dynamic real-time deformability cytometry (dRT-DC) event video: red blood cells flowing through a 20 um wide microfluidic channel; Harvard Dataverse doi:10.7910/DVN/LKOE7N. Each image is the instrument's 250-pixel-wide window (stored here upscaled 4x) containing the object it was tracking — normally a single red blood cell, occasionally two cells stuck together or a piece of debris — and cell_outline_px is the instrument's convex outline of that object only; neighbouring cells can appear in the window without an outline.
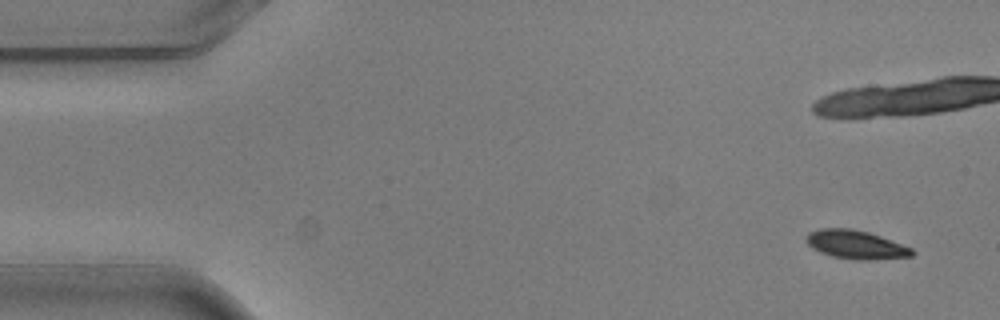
{"species": "common noctule bat (a hibernating species)", "species_latin": "Nyctalus noctula", "temperature_condition": "warm", "stored_images_in_passage": 9, "camera_frame_rate_fps": 3000, "um_per_image_px": 0.085, "animal": {"sex": "male", "body_mass_g": 20.5, "forearm_length_mm": 52.5}, "frame": {"image": 1, "passage_image": 1, "time_ms": 0.0, "image_size_px": [1000, 320], "cell_outline_px": [[916, 252], [912, 256], [868, 260], [856, 260], [832, 256], [820, 252], [812, 248], [804, 240], [804, 236], [808, 232], [820, 228], [852, 228], [868, 232], [880, 236], [912, 248]], "centroid_in_image_um": [72.7, 20.78], "position_along_channel_um": 12.3, "area_um2": 17.74}}
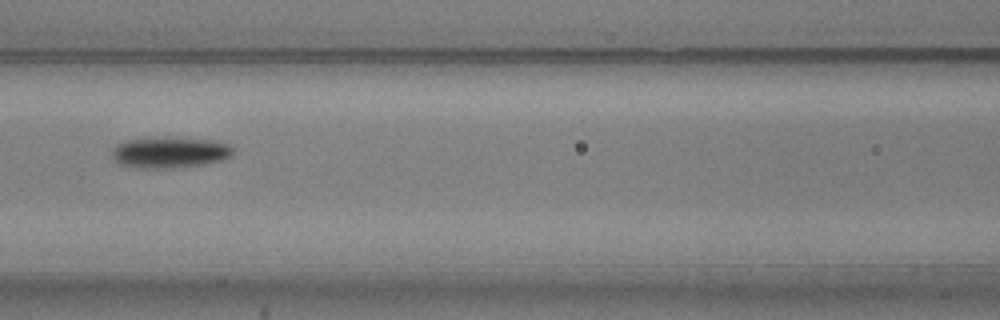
{"frame": {"image": 2, "passage_image": 8, "time_ms": 2.333, "image_size_px": [1000, 320], "cell_outline_px": [[236, 152], [232, 156], [224, 160], [204, 164], [164, 168], [140, 168], [120, 164], [112, 160], [112, 148], [116, 144], [124, 140], [216, 140], [228, 144]], "centroid_in_image_um": [14.44, 13.0], "position_along_channel_um": 152.2, "area_um2": 21.1}}
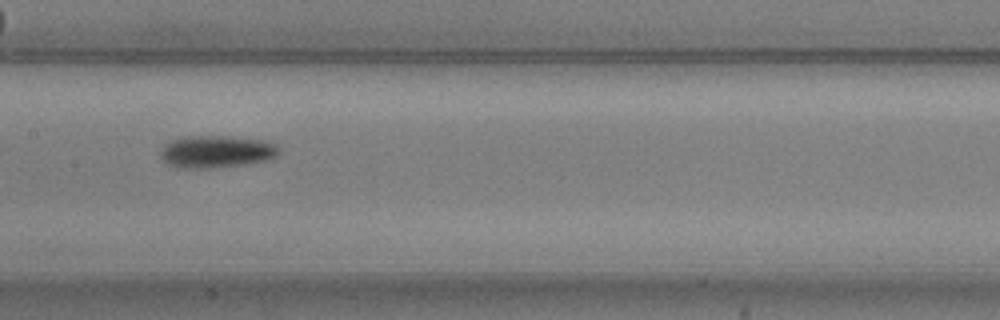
{"frame": {"image": 3, "passage_image": 9, "time_ms": 2.667, "image_size_px": [1000, 320], "cell_outline_px": [[280, 152], [276, 156], [264, 160], [244, 164], [208, 168], [176, 168], [168, 164], [160, 156], [160, 152], [164, 144], [172, 140], [184, 136], [220, 136], [272, 140], [280, 148]], "centroid_in_image_um": [18.4, 12.87], "position_along_channel_um": 189.0, "area_um2": 22.43}}